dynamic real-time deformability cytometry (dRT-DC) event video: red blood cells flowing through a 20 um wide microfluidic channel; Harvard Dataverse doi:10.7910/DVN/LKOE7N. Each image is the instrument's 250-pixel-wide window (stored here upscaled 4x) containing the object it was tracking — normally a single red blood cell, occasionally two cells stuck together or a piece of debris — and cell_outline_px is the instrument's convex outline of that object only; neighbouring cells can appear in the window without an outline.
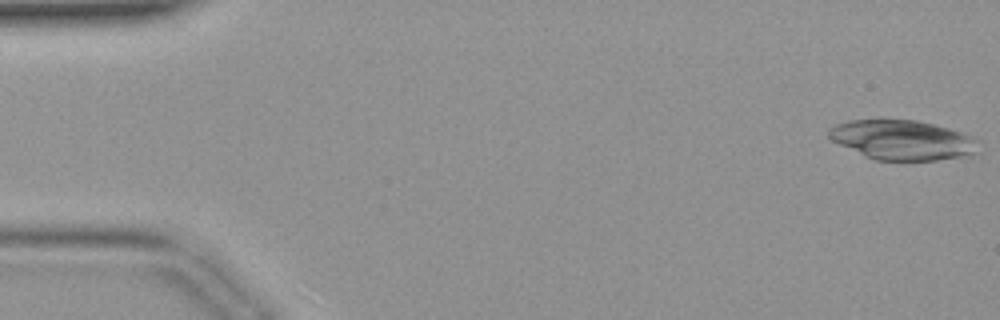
{"species": "common noctule bat (a hibernating species)", "species_latin": "Nyctalus noctula", "temperature_condition": "warm", "stored_images_in_passage": 16, "camera_frame_rate_fps": 3000, "um_per_image_px": 0.085, "animal": {"sex": "female", "body_mass_g": 19.9}, "frame": {"image": 1, "passage_image": 1, "time_ms": 0.0, "image_size_px": [1000, 320], "cell_outline_px": [[980, 152], [968, 156], [936, 160], [876, 160], [864, 156], [832, 140], [828, 136], [828, 128], [836, 124], [848, 120], [880, 116], [916, 120], [948, 128], [972, 136], [980, 140]], "centroid_in_image_um": [76.71, 11.86], "position_along_channel_um": 8.3, "area_um2": 35.78}}
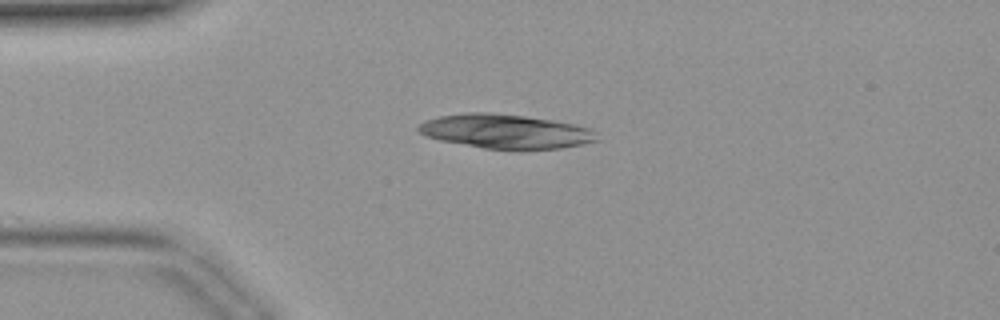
{"frame": {"image": 2, "passage_image": 10, "time_ms": 3.0, "image_size_px": [1000, 320], "cell_outline_px": [[600, 140], [560, 148], [484, 148], [440, 140], [424, 136], [416, 128], [424, 120], [440, 116], [464, 112], [488, 112], [524, 116], [552, 120], [576, 124], [588, 128], [596, 132]], "centroid_in_image_um": [42.95, 11.14], "position_along_channel_um": 42.1, "area_um2": 35.2}}